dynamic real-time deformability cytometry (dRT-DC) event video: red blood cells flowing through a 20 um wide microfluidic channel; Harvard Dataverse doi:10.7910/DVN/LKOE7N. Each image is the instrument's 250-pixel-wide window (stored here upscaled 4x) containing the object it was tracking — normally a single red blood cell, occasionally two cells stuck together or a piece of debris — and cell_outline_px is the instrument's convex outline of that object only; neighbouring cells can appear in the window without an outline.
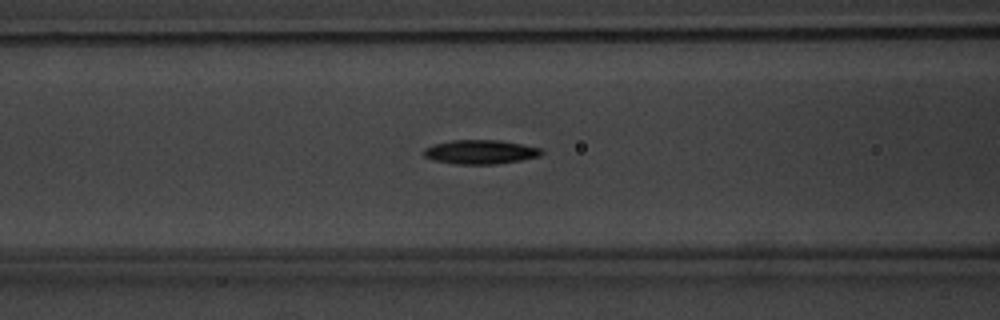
{"species": "common noctule bat (a hibernating species)", "species_latin": "Nyctalus noctula", "temperature_condition": "warm", "stored_images_in_passage": 41, "camera_frame_rate_fps": 3000, "um_per_image_px": 0.085, "animal": {"sex": "male", "body_mass_g": 20.1, "forearm_length_mm": 53.5}, "frame": {"image": 1, "passage_image": 9, "time_ms": 2.667, "image_size_px": [1000, 320], "cell_outline_px": [[544, 152], [540, 156], [520, 160], [496, 164], [456, 164], [432, 160], [424, 156], [424, 148], [432, 144], [452, 140], [500, 140], [540, 148]], "centroid_in_image_um": [40.8, 12.91], "position_along_channel_um": 125.8, "area_um2": 16.53}}
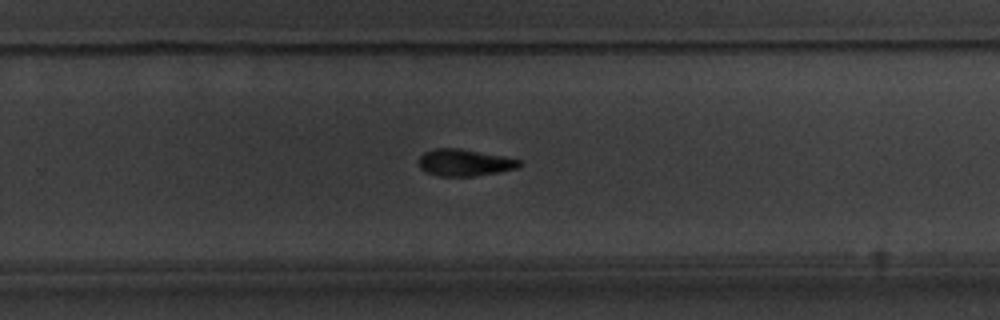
{"frame": {"image": 2, "passage_image": 22, "time_ms": 7.0, "image_size_px": [1000, 320], "cell_outline_px": [[524, 164], [516, 168], [496, 172], [472, 176], [440, 176], [424, 172], [420, 168], [420, 156], [424, 152], [432, 148], [460, 148], [504, 156], [520, 160]], "centroid_in_image_um": [39.47, 13.81], "position_along_channel_um": 290.3, "area_um2": 15.72}}
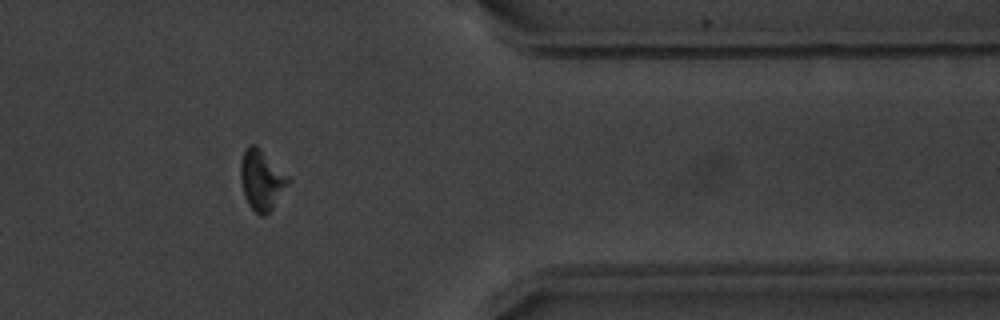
{"frame": {"image": 3, "passage_image": 31, "time_ms": 10.0, "image_size_px": [1000, 320], "cell_outline_px": [[292, 180], [272, 208], [264, 216], [260, 216], [248, 204], [244, 196], [240, 180], [240, 160], [248, 144], [256, 144]], "centroid_in_image_um": [22.22, 15.29], "position_along_channel_um": 389.2, "area_um2": 16.7}, "authors_computed_cell_mechanics": {"area_um2": 16.184, "velocity_mm_per_s": 3.7965, "shape_relaxation_time_tau1_ms": 3.0131, "shape_relaxation_time_tau2_ms": null, "deformation_change_tau1": 0.1515, "deformation_change_tau2": null}}